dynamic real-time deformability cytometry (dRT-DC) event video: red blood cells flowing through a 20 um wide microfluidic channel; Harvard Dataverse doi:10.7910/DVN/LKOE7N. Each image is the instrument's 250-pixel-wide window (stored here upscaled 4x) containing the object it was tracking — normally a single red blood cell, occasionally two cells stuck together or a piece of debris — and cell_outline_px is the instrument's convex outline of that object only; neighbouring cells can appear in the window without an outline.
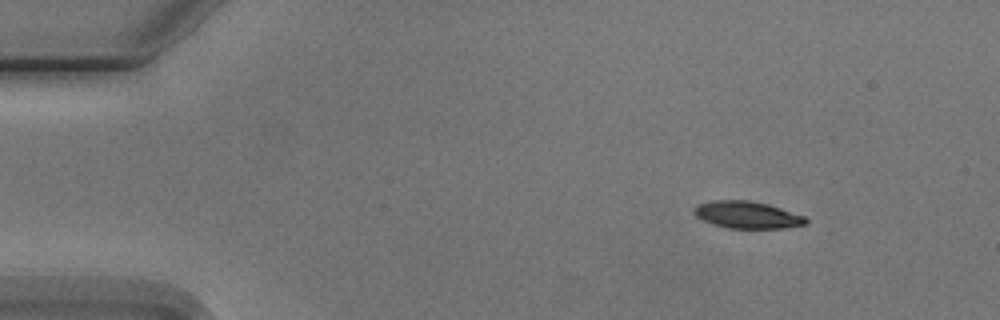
{"species": "Egyptian fruit bat (a non-hibernating species)", "species_latin": "Rousettus aegyptiacus", "temperature_condition": "cold", "stored_images_in_passage": 5, "segment_of_instrument_passage": [1, 2], "camera_frame_rate_fps": 3000, "um_per_image_px": 0.085, "animal": {"sex": "male"}, "frame": {"image": 1, "passage_image": 2, "time_ms": 1.0, "image_size_px": [1000, 320], "cell_outline_px": [[808, 224], [780, 228], [728, 228], [712, 224], [696, 216], [692, 212], [692, 208], [696, 204], [712, 200], [748, 200], [768, 204], [804, 216], [808, 220]], "centroid_in_image_um": [63.46, 18.25], "position_along_channel_um": 21.5, "area_um2": 17.69}}